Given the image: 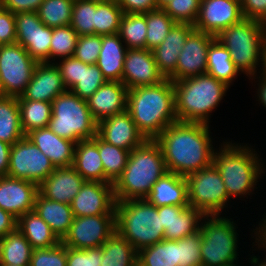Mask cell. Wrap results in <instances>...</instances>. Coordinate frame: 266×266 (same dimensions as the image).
<instances>
[{
  "label": "cell",
  "mask_w": 266,
  "mask_h": 266,
  "mask_svg": "<svg viewBox=\"0 0 266 266\" xmlns=\"http://www.w3.org/2000/svg\"><path fill=\"white\" fill-rule=\"evenodd\" d=\"M209 125L177 121L155 139L168 172L186 177L213 164V139Z\"/></svg>",
  "instance_id": "obj_1"
},
{
  "label": "cell",
  "mask_w": 266,
  "mask_h": 266,
  "mask_svg": "<svg viewBox=\"0 0 266 266\" xmlns=\"http://www.w3.org/2000/svg\"><path fill=\"white\" fill-rule=\"evenodd\" d=\"M127 111L145 139L155 140L176 118L173 82H162L128 90Z\"/></svg>",
  "instance_id": "obj_2"
},
{
  "label": "cell",
  "mask_w": 266,
  "mask_h": 266,
  "mask_svg": "<svg viewBox=\"0 0 266 266\" xmlns=\"http://www.w3.org/2000/svg\"><path fill=\"white\" fill-rule=\"evenodd\" d=\"M167 172L159 144L146 139L130 152L122 175L113 184L115 201L145 199Z\"/></svg>",
  "instance_id": "obj_3"
},
{
  "label": "cell",
  "mask_w": 266,
  "mask_h": 266,
  "mask_svg": "<svg viewBox=\"0 0 266 266\" xmlns=\"http://www.w3.org/2000/svg\"><path fill=\"white\" fill-rule=\"evenodd\" d=\"M222 144L214 152L213 164L218 168L225 190L229 198H248L246 195L257 189L255 186L265 173L264 162L252 146L232 143V140Z\"/></svg>",
  "instance_id": "obj_4"
},
{
  "label": "cell",
  "mask_w": 266,
  "mask_h": 266,
  "mask_svg": "<svg viewBox=\"0 0 266 266\" xmlns=\"http://www.w3.org/2000/svg\"><path fill=\"white\" fill-rule=\"evenodd\" d=\"M173 85L177 120L207 125L210 113L217 109L229 89L207 73L173 82Z\"/></svg>",
  "instance_id": "obj_5"
},
{
  "label": "cell",
  "mask_w": 266,
  "mask_h": 266,
  "mask_svg": "<svg viewBox=\"0 0 266 266\" xmlns=\"http://www.w3.org/2000/svg\"><path fill=\"white\" fill-rule=\"evenodd\" d=\"M115 227L137 251L164 240L158 207L146 199L116 201Z\"/></svg>",
  "instance_id": "obj_6"
},
{
  "label": "cell",
  "mask_w": 266,
  "mask_h": 266,
  "mask_svg": "<svg viewBox=\"0 0 266 266\" xmlns=\"http://www.w3.org/2000/svg\"><path fill=\"white\" fill-rule=\"evenodd\" d=\"M216 38L227 48L239 72L255 81L264 66L266 35L262 24L243 18L240 22L225 28ZM260 66L262 69L257 72Z\"/></svg>",
  "instance_id": "obj_7"
},
{
  "label": "cell",
  "mask_w": 266,
  "mask_h": 266,
  "mask_svg": "<svg viewBox=\"0 0 266 266\" xmlns=\"http://www.w3.org/2000/svg\"><path fill=\"white\" fill-rule=\"evenodd\" d=\"M48 127L59 137L77 144L97 135L98 122L90 113L87 100L66 90L52 101V116Z\"/></svg>",
  "instance_id": "obj_8"
},
{
  "label": "cell",
  "mask_w": 266,
  "mask_h": 266,
  "mask_svg": "<svg viewBox=\"0 0 266 266\" xmlns=\"http://www.w3.org/2000/svg\"><path fill=\"white\" fill-rule=\"evenodd\" d=\"M232 218L220 214L204 215L200 223L202 266L237 265V229ZM236 261V262H235Z\"/></svg>",
  "instance_id": "obj_9"
},
{
  "label": "cell",
  "mask_w": 266,
  "mask_h": 266,
  "mask_svg": "<svg viewBox=\"0 0 266 266\" xmlns=\"http://www.w3.org/2000/svg\"><path fill=\"white\" fill-rule=\"evenodd\" d=\"M188 204L204 215L220 214L231 200L218 168L212 164L186 176Z\"/></svg>",
  "instance_id": "obj_10"
},
{
  "label": "cell",
  "mask_w": 266,
  "mask_h": 266,
  "mask_svg": "<svg viewBox=\"0 0 266 266\" xmlns=\"http://www.w3.org/2000/svg\"><path fill=\"white\" fill-rule=\"evenodd\" d=\"M37 63L19 43L0 45V90L3 96H21Z\"/></svg>",
  "instance_id": "obj_11"
},
{
  "label": "cell",
  "mask_w": 266,
  "mask_h": 266,
  "mask_svg": "<svg viewBox=\"0 0 266 266\" xmlns=\"http://www.w3.org/2000/svg\"><path fill=\"white\" fill-rule=\"evenodd\" d=\"M54 169L50 159L26 136L11 146L7 176L25 179L39 186Z\"/></svg>",
  "instance_id": "obj_12"
},
{
  "label": "cell",
  "mask_w": 266,
  "mask_h": 266,
  "mask_svg": "<svg viewBox=\"0 0 266 266\" xmlns=\"http://www.w3.org/2000/svg\"><path fill=\"white\" fill-rule=\"evenodd\" d=\"M115 231V214L74 217L61 242L75 249L100 247Z\"/></svg>",
  "instance_id": "obj_13"
},
{
  "label": "cell",
  "mask_w": 266,
  "mask_h": 266,
  "mask_svg": "<svg viewBox=\"0 0 266 266\" xmlns=\"http://www.w3.org/2000/svg\"><path fill=\"white\" fill-rule=\"evenodd\" d=\"M16 43L37 62L50 61L52 28L40 20L37 11L15 14Z\"/></svg>",
  "instance_id": "obj_14"
},
{
  "label": "cell",
  "mask_w": 266,
  "mask_h": 266,
  "mask_svg": "<svg viewBox=\"0 0 266 266\" xmlns=\"http://www.w3.org/2000/svg\"><path fill=\"white\" fill-rule=\"evenodd\" d=\"M216 37L198 30H193L186 38V43L179 53L175 72L168 78L177 82L207 72V55L211 42Z\"/></svg>",
  "instance_id": "obj_15"
},
{
  "label": "cell",
  "mask_w": 266,
  "mask_h": 266,
  "mask_svg": "<svg viewBox=\"0 0 266 266\" xmlns=\"http://www.w3.org/2000/svg\"><path fill=\"white\" fill-rule=\"evenodd\" d=\"M244 18L240 0H201L195 30L217 36Z\"/></svg>",
  "instance_id": "obj_16"
},
{
  "label": "cell",
  "mask_w": 266,
  "mask_h": 266,
  "mask_svg": "<svg viewBox=\"0 0 266 266\" xmlns=\"http://www.w3.org/2000/svg\"><path fill=\"white\" fill-rule=\"evenodd\" d=\"M112 183L85 181L71 202L74 217L115 214Z\"/></svg>",
  "instance_id": "obj_17"
},
{
  "label": "cell",
  "mask_w": 266,
  "mask_h": 266,
  "mask_svg": "<svg viewBox=\"0 0 266 266\" xmlns=\"http://www.w3.org/2000/svg\"><path fill=\"white\" fill-rule=\"evenodd\" d=\"M164 79L157 68L152 50L127 49L121 82L128 90L158 84Z\"/></svg>",
  "instance_id": "obj_18"
},
{
  "label": "cell",
  "mask_w": 266,
  "mask_h": 266,
  "mask_svg": "<svg viewBox=\"0 0 266 266\" xmlns=\"http://www.w3.org/2000/svg\"><path fill=\"white\" fill-rule=\"evenodd\" d=\"M38 185L25 179L0 177V208L16 219L34 210Z\"/></svg>",
  "instance_id": "obj_19"
},
{
  "label": "cell",
  "mask_w": 266,
  "mask_h": 266,
  "mask_svg": "<svg viewBox=\"0 0 266 266\" xmlns=\"http://www.w3.org/2000/svg\"><path fill=\"white\" fill-rule=\"evenodd\" d=\"M97 135L106 143L129 152L146 140L127 110L98 122Z\"/></svg>",
  "instance_id": "obj_20"
},
{
  "label": "cell",
  "mask_w": 266,
  "mask_h": 266,
  "mask_svg": "<svg viewBox=\"0 0 266 266\" xmlns=\"http://www.w3.org/2000/svg\"><path fill=\"white\" fill-rule=\"evenodd\" d=\"M59 68L53 62H38L21 99L52 101L66 91Z\"/></svg>",
  "instance_id": "obj_21"
},
{
  "label": "cell",
  "mask_w": 266,
  "mask_h": 266,
  "mask_svg": "<svg viewBox=\"0 0 266 266\" xmlns=\"http://www.w3.org/2000/svg\"><path fill=\"white\" fill-rule=\"evenodd\" d=\"M128 88L117 81H106L87 99L90 113L97 122L127 110Z\"/></svg>",
  "instance_id": "obj_22"
},
{
  "label": "cell",
  "mask_w": 266,
  "mask_h": 266,
  "mask_svg": "<svg viewBox=\"0 0 266 266\" xmlns=\"http://www.w3.org/2000/svg\"><path fill=\"white\" fill-rule=\"evenodd\" d=\"M84 182L72 166L55 168L38 186V192L47 199L71 204Z\"/></svg>",
  "instance_id": "obj_23"
},
{
  "label": "cell",
  "mask_w": 266,
  "mask_h": 266,
  "mask_svg": "<svg viewBox=\"0 0 266 266\" xmlns=\"http://www.w3.org/2000/svg\"><path fill=\"white\" fill-rule=\"evenodd\" d=\"M25 136L50 159L55 168L73 166L75 142L59 137L49 127L31 130Z\"/></svg>",
  "instance_id": "obj_24"
},
{
  "label": "cell",
  "mask_w": 266,
  "mask_h": 266,
  "mask_svg": "<svg viewBox=\"0 0 266 266\" xmlns=\"http://www.w3.org/2000/svg\"><path fill=\"white\" fill-rule=\"evenodd\" d=\"M194 29L191 24L175 23L162 43L152 50L157 68L164 78L168 79L175 72L179 53Z\"/></svg>",
  "instance_id": "obj_25"
},
{
  "label": "cell",
  "mask_w": 266,
  "mask_h": 266,
  "mask_svg": "<svg viewBox=\"0 0 266 266\" xmlns=\"http://www.w3.org/2000/svg\"><path fill=\"white\" fill-rule=\"evenodd\" d=\"M145 199L156 207L189 206L186 178L167 172L152 186Z\"/></svg>",
  "instance_id": "obj_26"
},
{
  "label": "cell",
  "mask_w": 266,
  "mask_h": 266,
  "mask_svg": "<svg viewBox=\"0 0 266 266\" xmlns=\"http://www.w3.org/2000/svg\"><path fill=\"white\" fill-rule=\"evenodd\" d=\"M119 34L102 35V46L96 65L107 81L121 82L127 47Z\"/></svg>",
  "instance_id": "obj_27"
},
{
  "label": "cell",
  "mask_w": 266,
  "mask_h": 266,
  "mask_svg": "<svg viewBox=\"0 0 266 266\" xmlns=\"http://www.w3.org/2000/svg\"><path fill=\"white\" fill-rule=\"evenodd\" d=\"M85 181L104 182V166L98 151V135L75 145L72 166Z\"/></svg>",
  "instance_id": "obj_28"
},
{
  "label": "cell",
  "mask_w": 266,
  "mask_h": 266,
  "mask_svg": "<svg viewBox=\"0 0 266 266\" xmlns=\"http://www.w3.org/2000/svg\"><path fill=\"white\" fill-rule=\"evenodd\" d=\"M34 211L49 225L57 238L62 241L67 235L74 218L71 205L47 199L38 192Z\"/></svg>",
  "instance_id": "obj_29"
},
{
  "label": "cell",
  "mask_w": 266,
  "mask_h": 266,
  "mask_svg": "<svg viewBox=\"0 0 266 266\" xmlns=\"http://www.w3.org/2000/svg\"><path fill=\"white\" fill-rule=\"evenodd\" d=\"M17 228L33 249L53 247L61 242L34 210L17 219Z\"/></svg>",
  "instance_id": "obj_30"
},
{
  "label": "cell",
  "mask_w": 266,
  "mask_h": 266,
  "mask_svg": "<svg viewBox=\"0 0 266 266\" xmlns=\"http://www.w3.org/2000/svg\"><path fill=\"white\" fill-rule=\"evenodd\" d=\"M206 73L229 87L238 74L240 75L239 70L231 60L229 51L217 38L211 42L208 49Z\"/></svg>",
  "instance_id": "obj_31"
},
{
  "label": "cell",
  "mask_w": 266,
  "mask_h": 266,
  "mask_svg": "<svg viewBox=\"0 0 266 266\" xmlns=\"http://www.w3.org/2000/svg\"><path fill=\"white\" fill-rule=\"evenodd\" d=\"M204 214L191 206L172 205V221L170 228L164 231V239L179 240L200 230Z\"/></svg>",
  "instance_id": "obj_32"
},
{
  "label": "cell",
  "mask_w": 266,
  "mask_h": 266,
  "mask_svg": "<svg viewBox=\"0 0 266 266\" xmlns=\"http://www.w3.org/2000/svg\"><path fill=\"white\" fill-rule=\"evenodd\" d=\"M101 247V266H136L138 263V251L117 231Z\"/></svg>",
  "instance_id": "obj_33"
},
{
  "label": "cell",
  "mask_w": 266,
  "mask_h": 266,
  "mask_svg": "<svg viewBox=\"0 0 266 266\" xmlns=\"http://www.w3.org/2000/svg\"><path fill=\"white\" fill-rule=\"evenodd\" d=\"M33 248L16 228L1 238L0 265L29 266Z\"/></svg>",
  "instance_id": "obj_34"
},
{
  "label": "cell",
  "mask_w": 266,
  "mask_h": 266,
  "mask_svg": "<svg viewBox=\"0 0 266 266\" xmlns=\"http://www.w3.org/2000/svg\"><path fill=\"white\" fill-rule=\"evenodd\" d=\"M24 136L17 97L2 96L0 98V141L13 145Z\"/></svg>",
  "instance_id": "obj_35"
},
{
  "label": "cell",
  "mask_w": 266,
  "mask_h": 266,
  "mask_svg": "<svg viewBox=\"0 0 266 266\" xmlns=\"http://www.w3.org/2000/svg\"><path fill=\"white\" fill-rule=\"evenodd\" d=\"M22 131L26 135L31 130L48 127L52 116V103L27 100L17 97Z\"/></svg>",
  "instance_id": "obj_36"
},
{
  "label": "cell",
  "mask_w": 266,
  "mask_h": 266,
  "mask_svg": "<svg viewBox=\"0 0 266 266\" xmlns=\"http://www.w3.org/2000/svg\"><path fill=\"white\" fill-rule=\"evenodd\" d=\"M140 266H178V240H162L138 251Z\"/></svg>",
  "instance_id": "obj_37"
},
{
  "label": "cell",
  "mask_w": 266,
  "mask_h": 266,
  "mask_svg": "<svg viewBox=\"0 0 266 266\" xmlns=\"http://www.w3.org/2000/svg\"><path fill=\"white\" fill-rule=\"evenodd\" d=\"M98 151L104 166V183L114 184L122 175L130 152L106 143L98 136Z\"/></svg>",
  "instance_id": "obj_38"
},
{
  "label": "cell",
  "mask_w": 266,
  "mask_h": 266,
  "mask_svg": "<svg viewBox=\"0 0 266 266\" xmlns=\"http://www.w3.org/2000/svg\"><path fill=\"white\" fill-rule=\"evenodd\" d=\"M118 34L128 49H145L146 13H124Z\"/></svg>",
  "instance_id": "obj_39"
},
{
  "label": "cell",
  "mask_w": 266,
  "mask_h": 266,
  "mask_svg": "<svg viewBox=\"0 0 266 266\" xmlns=\"http://www.w3.org/2000/svg\"><path fill=\"white\" fill-rule=\"evenodd\" d=\"M123 14L116 0H96L94 34H117Z\"/></svg>",
  "instance_id": "obj_40"
},
{
  "label": "cell",
  "mask_w": 266,
  "mask_h": 266,
  "mask_svg": "<svg viewBox=\"0 0 266 266\" xmlns=\"http://www.w3.org/2000/svg\"><path fill=\"white\" fill-rule=\"evenodd\" d=\"M74 0H44L37 10L42 23L50 28L71 24Z\"/></svg>",
  "instance_id": "obj_41"
},
{
  "label": "cell",
  "mask_w": 266,
  "mask_h": 266,
  "mask_svg": "<svg viewBox=\"0 0 266 266\" xmlns=\"http://www.w3.org/2000/svg\"><path fill=\"white\" fill-rule=\"evenodd\" d=\"M175 23L162 8L146 12L147 34L145 48L153 50L159 46Z\"/></svg>",
  "instance_id": "obj_42"
},
{
  "label": "cell",
  "mask_w": 266,
  "mask_h": 266,
  "mask_svg": "<svg viewBox=\"0 0 266 266\" xmlns=\"http://www.w3.org/2000/svg\"><path fill=\"white\" fill-rule=\"evenodd\" d=\"M77 32L70 26H60L52 28V38L50 44V60L72 57L74 55L77 41Z\"/></svg>",
  "instance_id": "obj_43"
},
{
  "label": "cell",
  "mask_w": 266,
  "mask_h": 266,
  "mask_svg": "<svg viewBox=\"0 0 266 266\" xmlns=\"http://www.w3.org/2000/svg\"><path fill=\"white\" fill-rule=\"evenodd\" d=\"M96 0H74L70 26L77 35L94 34Z\"/></svg>",
  "instance_id": "obj_44"
},
{
  "label": "cell",
  "mask_w": 266,
  "mask_h": 266,
  "mask_svg": "<svg viewBox=\"0 0 266 266\" xmlns=\"http://www.w3.org/2000/svg\"><path fill=\"white\" fill-rule=\"evenodd\" d=\"M107 80L96 64H86L81 61L79 82L71 91L79 98L89 99Z\"/></svg>",
  "instance_id": "obj_45"
},
{
  "label": "cell",
  "mask_w": 266,
  "mask_h": 266,
  "mask_svg": "<svg viewBox=\"0 0 266 266\" xmlns=\"http://www.w3.org/2000/svg\"><path fill=\"white\" fill-rule=\"evenodd\" d=\"M200 230L178 240V266H202Z\"/></svg>",
  "instance_id": "obj_46"
},
{
  "label": "cell",
  "mask_w": 266,
  "mask_h": 266,
  "mask_svg": "<svg viewBox=\"0 0 266 266\" xmlns=\"http://www.w3.org/2000/svg\"><path fill=\"white\" fill-rule=\"evenodd\" d=\"M201 0H170L162 9L176 22L194 25Z\"/></svg>",
  "instance_id": "obj_47"
},
{
  "label": "cell",
  "mask_w": 266,
  "mask_h": 266,
  "mask_svg": "<svg viewBox=\"0 0 266 266\" xmlns=\"http://www.w3.org/2000/svg\"><path fill=\"white\" fill-rule=\"evenodd\" d=\"M29 266H67V247L60 242L53 247L33 249Z\"/></svg>",
  "instance_id": "obj_48"
},
{
  "label": "cell",
  "mask_w": 266,
  "mask_h": 266,
  "mask_svg": "<svg viewBox=\"0 0 266 266\" xmlns=\"http://www.w3.org/2000/svg\"><path fill=\"white\" fill-rule=\"evenodd\" d=\"M102 46V35L90 34L78 37L74 57L86 64H96Z\"/></svg>",
  "instance_id": "obj_49"
},
{
  "label": "cell",
  "mask_w": 266,
  "mask_h": 266,
  "mask_svg": "<svg viewBox=\"0 0 266 266\" xmlns=\"http://www.w3.org/2000/svg\"><path fill=\"white\" fill-rule=\"evenodd\" d=\"M102 247L75 249L67 247V266H101Z\"/></svg>",
  "instance_id": "obj_50"
},
{
  "label": "cell",
  "mask_w": 266,
  "mask_h": 266,
  "mask_svg": "<svg viewBox=\"0 0 266 266\" xmlns=\"http://www.w3.org/2000/svg\"><path fill=\"white\" fill-rule=\"evenodd\" d=\"M59 61L54 63L60 70L64 86L67 90H71L80 80L81 60L72 56L61 58Z\"/></svg>",
  "instance_id": "obj_51"
},
{
  "label": "cell",
  "mask_w": 266,
  "mask_h": 266,
  "mask_svg": "<svg viewBox=\"0 0 266 266\" xmlns=\"http://www.w3.org/2000/svg\"><path fill=\"white\" fill-rule=\"evenodd\" d=\"M16 43L15 14L0 6V45Z\"/></svg>",
  "instance_id": "obj_52"
},
{
  "label": "cell",
  "mask_w": 266,
  "mask_h": 266,
  "mask_svg": "<svg viewBox=\"0 0 266 266\" xmlns=\"http://www.w3.org/2000/svg\"><path fill=\"white\" fill-rule=\"evenodd\" d=\"M244 18L262 23L266 18V0H240Z\"/></svg>",
  "instance_id": "obj_53"
},
{
  "label": "cell",
  "mask_w": 266,
  "mask_h": 266,
  "mask_svg": "<svg viewBox=\"0 0 266 266\" xmlns=\"http://www.w3.org/2000/svg\"><path fill=\"white\" fill-rule=\"evenodd\" d=\"M123 13H146L158 9L156 0H116Z\"/></svg>",
  "instance_id": "obj_54"
},
{
  "label": "cell",
  "mask_w": 266,
  "mask_h": 266,
  "mask_svg": "<svg viewBox=\"0 0 266 266\" xmlns=\"http://www.w3.org/2000/svg\"><path fill=\"white\" fill-rule=\"evenodd\" d=\"M44 0H0V6L14 14L37 11Z\"/></svg>",
  "instance_id": "obj_55"
},
{
  "label": "cell",
  "mask_w": 266,
  "mask_h": 266,
  "mask_svg": "<svg viewBox=\"0 0 266 266\" xmlns=\"http://www.w3.org/2000/svg\"><path fill=\"white\" fill-rule=\"evenodd\" d=\"M17 228V219L0 208V237L6 236Z\"/></svg>",
  "instance_id": "obj_56"
},
{
  "label": "cell",
  "mask_w": 266,
  "mask_h": 266,
  "mask_svg": "<svg viewBox=\"0 0 266 266\" xmlns=\"http://www.w3.org/2000/svg\"><path fill=\"white\" fill-rule=\"evenodd\" d=\"M266 214V213H265ZM261 221L259 222V226L256 227V229H254L252 232L253 236L252 238L255 239L254 244L255 246H257L259 248V250H266V216L262 219H260ZM263 221V222H262Z\"/></svg>",
  "instance_id": "obj_57"
},
{
  "label": "cell",
  "mask_w": 266,
  "mask_h": 266,
  "mask_svg": "<svg viewBox=\"0 0 266 266\" xmlns=\"http://www.w3.org/2000/svg\"><path fill=\"white\" fill-rule=\"evenodd\" d=\"M11 146L6 142L0 141V177L7 176Z\"/></svg>",
  "instance_id": "obj_58"
},
{
  "label": "cell",
  "mask_w": 266,
  "mask_h": 266,
  "mask_svg": "<svg viewBox=\"0 0 266 266\" xmlns=\"http://www.w3.org/2000/svg\"><path fill=\"white\" fill-rule=\"evenodd\" d=\"M158 214L161 215V221L164 230L166 228H170L172 221V205L158 207Z\"/></svg>",
  "instance_id": "obj_59"
},
{
  "label": "cell",
  "mask_w": 266,
  "mask_h": 266,
  "mask_svg": "<svg viewBox=\"0 0 266 266\" xmlns=\"http://www.w3.org/2000/svg\"><path fill=\"white\" fill-rule=\"evenodd\" d=\"M261 76V77H260ZM258 78V88H257V98L262 103V106L266 108V76H264L262 73L260 74Z\"/></svg>",
  "instance_id": "obj_60"
},
{
  "label": "cell",
  "mask_w": 266,
  "mask_h": 266,
  "mask_svg": "<svg viewBox=\"0 0 266 266\" xmlns=\"http://www.w3.org/2000/svg\"><path fill=\"white\" fill-rule=\"evenodd\" d=\"M266 256V255H265ZM266 258V257H265ZM249 259H251L250 260V263H251V266L253 265V266H266V259H263V261H260L261 259L258 257L257 258V256H255L254 254H253V256L251 255V258H249ZM261 263H260V262Z\"/></svg>",
  "instance_id": "obj_61"
},
{
  "label": "cell",
  "mask_w": 266,
  "mask_h": 266,
  "mask_svg": "<svg viewBox=\"0 0 266 266\" xmlns=\"http://www.w3.org/2000/svg\"><path fill=\"white\" fill-rule=\"evenodd\" d=\"M170 0H156L158 8H163Z\"/></svg>",
  "instance_id": "obj_62"
},
{
  "label": "cell",
  "mask_w": 266,
  "mask_h": 266,
  "mask_svg": "<svg viewBox=\"0 0 266 266\" xmlns=\"http://www.w3.org/2000/svg\"><path fill=\"white\" fill-rule=\"evenodd\" d=\"M262 74L266 76V48H265V53H264V66H263Z\"/></svg>",
  "instance_id": "obj_63"
},
{
  "label": "cell",
  "mask_w": 266,
  "mask_h": 266,
  "mask_svg": "<svg viewBox=\"0 0 266 266\" xmlns=\"http://www.w3.org/2000/svg\"><path fill=\"white\" fill-rule=\"evenodd\" d=\"M261 24H262V27H263V31H264V33L266 35V18Z\"/></svg>",
  "instance_id": "obj_64"
}]
</instances>
